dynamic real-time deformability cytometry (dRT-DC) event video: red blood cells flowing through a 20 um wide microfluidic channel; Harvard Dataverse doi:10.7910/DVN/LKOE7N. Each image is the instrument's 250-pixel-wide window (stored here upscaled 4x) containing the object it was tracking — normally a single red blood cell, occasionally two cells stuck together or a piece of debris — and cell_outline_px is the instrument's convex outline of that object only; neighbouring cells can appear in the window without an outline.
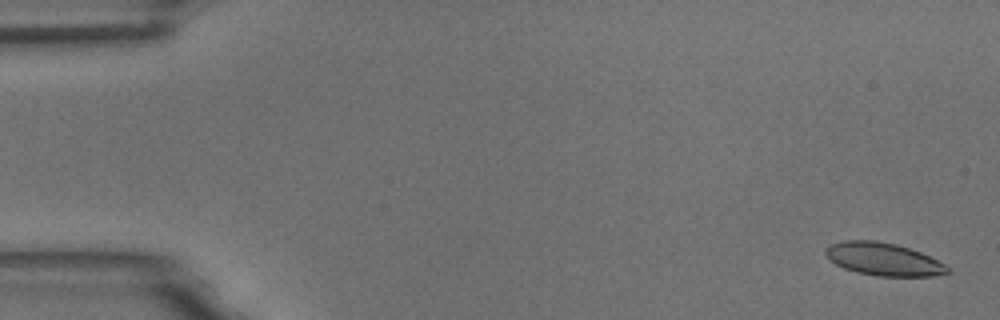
{"species": "common noctule bat (a hibernating species)", "species_latin": "Nyctalus noctula", "temperature_condition": "room temperature", "stored_images_in_passage": 5, "camera_frame_rate_fps": 3000, "um_per_image_px": 0.085, "animal": {"sex": "male", "body_mass_g": 18.8}, "frame": {"image": 1, "passage_image": 1, "time_ms": 0.0, "image_size_px": [1000, 320], "cell_outline_px": [[952, 272], [932, 276], [876, 276], [856, 272], [844, 268], [828, 260], [824, 252], [832, 244], [844, 240], [876, 240], [896, 244], [920, 252], [952, 268]], "centroid_in_image_um": [75.1, 22.04], "position_along_channel_um": 9.9, "area_um2": 23.29}}